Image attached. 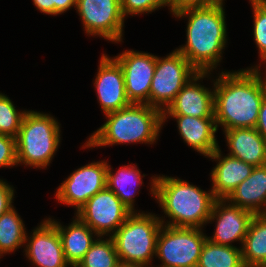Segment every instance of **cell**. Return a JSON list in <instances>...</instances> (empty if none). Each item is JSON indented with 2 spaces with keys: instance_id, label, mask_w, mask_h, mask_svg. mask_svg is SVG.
Here are the masks:
<instances>
[{
  "instance_id": "obj_11",
  "label": "cell",
  "mask_w": 266,
  "mask_h": 267,
  "mask_svg": "<svg viewBox=\"0 0 266 267\" xmlns=\"http://www.w3.org/2000/svg\"><path fill=\"white\" fill-rule=\"evenodd\" d=\"M107 162H94L74 171L57 189L56 198L77 211L106 187Z\"/></svg>"
},
{
  "instance_id": "obj_6",
  "label": "cell",
  "mask_w": 266,
  "mask_h": 267,
  "mask_svg": "<svg viewBox=\"0 0 266 267\" xmlns=\"http://www.w3.org/2000/svg\"><path fill=\"white\" fill-rule=\"evenodd\" d=\"M163 222L155 215L131 213L111 235L120 262L147 266L156 253L157 237Z\"/></svg>"
},
{
  "instance_id": "obj_10",
  "label": "cell",
  "mask_w": 266,
  "mask_h": 267,
  "mask_svg": "<svg viewBox=\"0 0 266 267\" xmlns=\"http://www.w3.org/2000/svg\"><path fill=\"white\" fill-rule=\"evenodd\" d=\"M76 8L89 35L121 41L125 18L121 0H77Z\"/></svg>"
},
{
  "instance_id": "obj_32",
  "label": "cell",
  "mask_w": 266,
  "mask_h": 267,
  "mask_svg": "<svg viewBox=\"0 0 266 267\" xmlns=\"http://www.w3.org/2000/svg\"><path fill=\"white\" fill-rule=\"evenodd\" d=\"M14 190L6 182L0 180V216L12 208Z\"/></svg>"
},
{
  "instance_id": "obj_17",
  "label": "cell",
  "mask_w": 266,
  "mask_h": 267,
  "mask_svg": "<svg viewBox=\"0 0 266 267\" xmlns=\"http://www.w3.org/2000/svg\"><path fill=\"white\" fill-rule=\"evenodd\" d=\"M221 150L217 148L210 156L219 162L213 169L211 191L216 199H226L229 194L250 176L254 166L240 159L225 156L221 159Z\"/></svg>"
},
{
  "instance_id": "obj_19",
  "label": "cell",
  "mask_w": 266,
  "mask_h": 267,
  "mask_svg": "<svg viewBox=\"0 0 266 267\" xmlns=\"http://www.w3.org/2000/svg\"><path fill=\"white\" fill-rule=\"evenodd\" d=\"M177 119L183 140L193 149L209 157L219 148L215 132V118H197L185 115H169Z\"/></svg>"
},
{
  "instance_id": "obj_37",
  "label": "cell",
  "mask_w": 266,
  "mask_h": 267,
  "mask_svg": "<svg viewBox=\"0 0 266 267\" xmlns=\"http://www.w3.org/2000/svg\"><path fill=\"white\" fill-rule=\"evenodd\" d=\"M265 209H263V212L261 215H263L266 218V207H264Z\"/></svg>"
},
{
  "instance_id": "obj_33",
  "label": "cell",
  "mask_w": 266,
  "mask_h": 267,
  "mask_svg": "<svg viewBox=\"0 0 266 267\" xmlns=\"http://www.w3.org/2000/svg\"><path fill=\"white\" fill-rule=\"evenodd\" d=\"M255 128L260 133V135L266 140V98L261 104L258 121Z\"/></svg>"
},
{
  "instance_id": "obj_2",
  "label": "cell",
  "mask_w": 266,
  "mask_h": 267,
  "mask_svg": "<svg viewBox=\"0 0 266 267\" xmlns=\"http://www.w3.org/2000/svg\"><path fill=\"white\" fill-rule=\"evenodd\" d=\"M189 15L187 43L176 49L198 72H209L220 61L226 44L223 3L203 8H190L177 14Z\"/></svg>"
},
{
  "instance_id": "obj_1",
  "label": "cell",
  "mask_w": 266,
  "mask_h": 267,
  "mask_svg": "<svg viewBox=\"0 0 266 267\" xmlns=\"http://www.w3.org/2000/svg\"><path fill=\"white\" fill-rule=\"evenodd\" d=\"M214 118L225 130L255 128L265 87L257 68L222 72L214 82Z\"/></svg>"
},
{
  "instance_id": "obj_9",
  "label": "cell",
  "mask_w": 266,
  "mask_h": 267,
  "mask_svg": "<svg viewBox=\"0 0 266 267\" xmlns=\"http://www.w3.org/2000/svg\"><path fill=\"white\" fill-rule=\"evenodd\" d=\"M131 213L117 195L106 186L91 197L77 211L76 216L100 237L111 231L116 232Z\"/></svg>"
},
{
  "instance_id": "obj_4",
  "label": "cell",
  "mask_w": 266,
  "mask_h": 267,
  "mask_svg": "<svg viewBox=\"0 0 266 267\" xmlns=\"http://www.w3.org/2000/svg\"><path fill=\"white\" fill-rule=\"evenodd\" d=\"M108 121L90 136L85 147L121 143H153L163 124V111L147 104H131L106 114Z\"/></svg>"
},
{
  "instance_id": "obj_5",
  "label": "cell",
  "mask_w": 266,
  "mask_h": 267,
  "mask_svg": "<svg viewBox=\"0 0 266 267\" xmlns=\"http://www.w3.org/2000/svg\"><path fill=\"white\" fill-rule=\"evenodd\" d=\"M60 142V128L47 114L26 111L16 137L17 163L45 168Z\"/></svg>"
},
{
  "instance_id": "obj_34",
  "label": "cell",
  "mask_w": 266,
  "mask_h": 267,
  "mask_svg": "<svg viewBox=\"0 0 266 267\" xmlns=\"http://www.w3.org/2000/svg\"><path fill=\"white\" fill-rule=\"evenodd\" d=\"M34 5L43 13L55 15L56 0H33Z\"/></svg>"
},
{
  "instance_id": "obj_16",
  "label": "cell",
  "mask_w": 266,
  "mask_h": 267,
  "mask_svg": "<svg viewBox=\"0 0 266 267\" xmlns=\"http://www.w3.org/2000/svg\"><path fill=\"white\" fill-rule=\"evenodd\" d=\"M26 255L37 267H67L62 242L52 219L45 220L33 231Z\"/></svg>"
},
{
  "instance_id": "obj_36",
  "label": "cell",
  "mask_w": 266,
  "mask_h": 267,
  "mask_svg": "<svg viewBox=\"0 0 266 267\" xmlns=\"http://www.w3.org/2000/svg\"><path fill=\"white\" fill-rule=\"evenodd\" d=\"M144 266L146 267V265H143V264H133V263L120 262L118 267H144Z\"/></svg>"
},
{
  "instance_id": "obj_23",
  "label": "cell",
  "mask_w": 266,
  "mask_h": 267,
  "mask_svg": "<svg viewBox=\"0 0 266 267\" xmlns=\"http://www.w3.org/2000/svg\"><path fill=\"white\" fill-rule=\"evenodd\" d=\"M111 168L108 165L106 186L111 189L121 202L133 213V196L136 192L129 191L127 187L132 184L136 187L142 184L140 171L135 166H124L120 168L115 174H112ZM141 183V184H140ZM132 185V186H133Z\"/></svg>"
},
{
  "instance_id": "obj_21",
  "label": "cell",
  "mask_w": 266,
  "mask_h": 267,
  "mask_svg": "<svg viewBox=\"0 0 266 267\" xmlns=\"http://www.w3.org/2000/svg\"><path fill=\"white\" fill-rule=\"evenodd\" d=\"M52 222L56 225L60 235L66 262L76 267L96 241L92 239V234L95 232L78 217L68 228H64L56 221L52 220Z\"/></svg>"
},
{
  "instance_id": "obj_38",
  "label": "cell",
  "mask_w": 266,
  "mask_h": 267,
  "mask_svg": "<svg viewBox=\"0 0 266 267\" xmlns=\"http://www.w3.org/2000/svg\"><path fill=\"white\" fill-rule=\"evenodd\" d=\"M263 84H264L265 92H266V77H265V82H264V80H263Z\"/></svg>"
},
{
  "instance_id": "obj_20",
  "label": "cell",
  "mask_w": 266,
  "mask_h": 267,
  "mask_svg": "<svg viewBox=\"0 0 266 267\" xmlns=\"http://www.w3.org/2000/svg\"><path fill=\"white\" fill-rule=\"evenodd\" d=\"M232 205L251 211L254 215L262 214L266 207V165L256 166L252 173L240 183L225 199ZM261 208V209H260Z\"/></svg>"
},
{
  "instance_id": "obj_24",
  "label": "cell",
  "mask_w": 266,
  "mask_h": 267,
  "mask_svg": "<svg viewBox=\"0 0 266 267\" xmlns=\"http://www.w3.org/2000/svg\"><path fill=\"white\" fill-rule=\"evenodd\" d=\"M197 267H245L241 249L218 245L208 239L203 245Z\"/></svg>"
},
{
  "instance_id": "obj_3",
  "label": "cell",
  "mask_w": 266,
  "mask_h": 267,
  "mask_svg": "<svg viewBox=\"0 0 266 267\" xmlns=\"http://www.w3.org/2000/svg\"><path fill=\"white\" fill-rule=\"evenodd\" d=\"M152 183V194L172 219L168 226L200 228L208 222L216 200L212 191L207 193L186 181L167 176L155 177Z\"/></svg>"
},
{
  "instance_id": "obj_12",
  "label": "cell",
  "mask_w": 266,
  "mask_h": 267,
  "mask_svg": "<svg viewBox=\"0 0 266 267\" xmlns=\"http://www.w3.org/2000/svg\"><path fill=\"white\" fill-rule=\"evenodd\" d=\"M114 59L123 70L126 95L130 103L149 105V93L156 67V56L130 50Z\"/></svg>"
},
{
  "instance_id": "obj_18",
  "label": "cell",
  "mask_w": 266,
  "mask_h": 267,
  "mask_svg": "<svg viewBox=\"0 0 266 267\" xmlns=\"http://www.w3.org/2000/svg\"><path fill=\"white\" fill-rule=\"evenodd\" d=\"M231 157L256 166L266 165V140L256 128L225 130Z\"/></svg>"
},
{
  "instance_id": "obj_15",
  "label": "cell",
  "mask_w": 266,
  "mask_h": 267,
  "mask_svg": "<svg viewBox=\"0 0 266 267\" xmlns=\"http://www.w3.org/2000/svg\"><path fill=\"white\" fill-rule=\"evenodd\" d=\"M208 72H197L176 95L174 101L163 111L166 115H185L197 118H214V92L196 82ZM194 81V82H193ZM166 112V113H165Z\"/></svg>"
},
{
  "instance_id": "obj_13",
  "label": "cell",
  "mask_w": 266,
  "mask_h": 267,
  "mask_svg": "<svg viewBox=\"0 0 266 267\" xmlns=\"http://www.w3.org/2000/svg\"><path fill=\"white\" fill-rule=\"evenodd\" d=\"M98 70L94 84L104 113L118 111L131 105L126 95L124 73L120 64L103 54Z\"/></svg>"
},
{
  "instance_id": "obj_31",
  "label": "cell",
  "mask_w": 266,
  "mask_h": 267,
  "mask_svg": "<svg viewBox=\"0 0 266 267\" xmlns=\"http://www.w3.org/2000/svg\"><path fill=\"white\" fill-rule=\"evenodd\" d=\"M223 0H169L173 14L190 8H203L221 4Z\"/></svg>"
},
{
  "instance_id": "obj_22",
  "label": "cell",
  "mask_w": 266,
  "mask_h": 267,
  "mask_svg": "<svg viewBox=\"0 0 266 267\" xmlns=\"http://www.w3.org/2000/svg\"><path fill=\"white\" fill-rule=\"evenodd\" d=\"M245 267H266V218L259 214L250 221L241 248Z\"/></svg>"
},
{
  "instance_id": "obj_7",
  "label": "cell",
  "mask_w": 266,
  "mask_h": 267,
  "mask_svg": "<svg viewBox=\"0 0 266 267\" xmlns=\"http://www.w3.org/2000/svg\"><path fill=\"white\" fill-rule=\"evenodd\" d=\"M206 240L200 228L162 225L155 253L162 260L160 267H197Z\"/></svg>"
},
{
  "instance_id": "obj_27",
  "label": "cell",
  "mask_w": 266,
  "mask_h": 267,
  "mask_svg": "<svg viewBox=\"0 0 266 267\" xmlns=\"http://www.w3.org/2000/svg\"><path fill=\"white\" fill-rule=\"evenodd\" d=\"M25 113L17 112L12 101L0 94V134L16 138Z\"/></svg>"
},
{
  "instance_id": "obj_26",
  "label": "cell",
  "mask_w": 266,
  "mask_h": 267,
  "mask_svg": "<svg viewBox=\"0 0 266 267\" xmlns=\"http://www.w3.org/2000/svg\"><path fill=\"white\" fill-rule=\"evenodd\" d=\"M119 256L113 238L97 239L76 267H118Z\"/></svg>"
},
{
  "instance_id": "obj_28",
  "label": "cell",
  "mask_w": 266,
  "mask_h": 267,
  "mask_svg": "<svg viewBox=\"0 0 266 267\" xmlns=\"http://www.w3.org/2000/svg\"><path fill=\"white\" fill-rule=\"evenodd\" d=\"M254 11V38L260 58L266 61V0H250Z\"/></svg>"
},
{
  "instance_id": "obj_29",
  "label": "cell",
  "mask_w": 266,
  "mask_h": 267,
  "mask_svg": "<svg viewBox=\"0 0 266 267\" xmlns=\"http://www.w3.org/2000/svg\"><path fill=\"white\" fill-rule=\"evenodd\" d=\"M164 5L169 6V0H121V10L124 17L128 14L152 12Z\"/></svg>"
},
{
  "instance_id": "obj_30",
  "label": "cell",
  "mask_w": 266,
  "mask_h": 267,
  "mask_svg": "<svg viewBox=\"0 0 266 267\" xmlns=\"http://www.w3.org/2000/svg\"><path fill=\"white\" fill-rule=\"evenodd\" d=\"M17 163L16 138L0 134V167Z\"/></svg>"
},
{
  "instance_id": "obj_35",
  "label": "cell",
  "mask_w": 266,
  "mask_h": 267,
  "mask_svg": "<svg viewBox=\"0 0 266 267\" xmlns=\"http://www.w3.org/2000/svg\"><path fill=\"white\" fill-rule=\"evenodd\" d=\"M77 0H56L55 2V15L66 12L71 6L76 7Z\"/></svg>"
},
{
  "instance_id": "obj_14",
  "label": "cell",
  "mask_w": 266,
  "mask_h": 267,
  "mask_svg": "<svg viewBox=\"0 0 266 267\" xmlns=\"http://www.w3.org/2000/svg\"><path fill=\"white\" fill-rule=\"evenodd\" d=\"M225 204V199L215 200L208 221L217 219L216 231L213 238L207 237V239L218 245L230 246V242L235 240L243 244L254 214L238 206Z\"/></svg>"
},
{
  "instance_id": "obj_8",
  "label": "cell",
  "mask_w": 266,
  "mask_h": 267,
  "mask_svg": "<svg viewBox=\"0 0 266 267\" xmlns=\"http://www.w3.org/2000/svg\"><path fill=\"white\" fill-rule=\"evenodd\" d=\"M198 71L177 50L165 58L156 57V67L152 78L149 105L161 111L174 101L184 85Z\"/></svg>"
},
{
  "instance_id": "obj_25",
  "label": "cell",
  "mask_w": 266,
  "mask_h": 267,
  "mask_svg": "<svg viewBox=\"0 0 266 267\" xmlns=\"http://www.w3.org/2000/svg\"><path fill=\"white\" fill-rule=\"evenodd\" d=\"M26 231L18 213L12 207L0 216V256L27 242Z\"/></svg>"
}]
</instances>
